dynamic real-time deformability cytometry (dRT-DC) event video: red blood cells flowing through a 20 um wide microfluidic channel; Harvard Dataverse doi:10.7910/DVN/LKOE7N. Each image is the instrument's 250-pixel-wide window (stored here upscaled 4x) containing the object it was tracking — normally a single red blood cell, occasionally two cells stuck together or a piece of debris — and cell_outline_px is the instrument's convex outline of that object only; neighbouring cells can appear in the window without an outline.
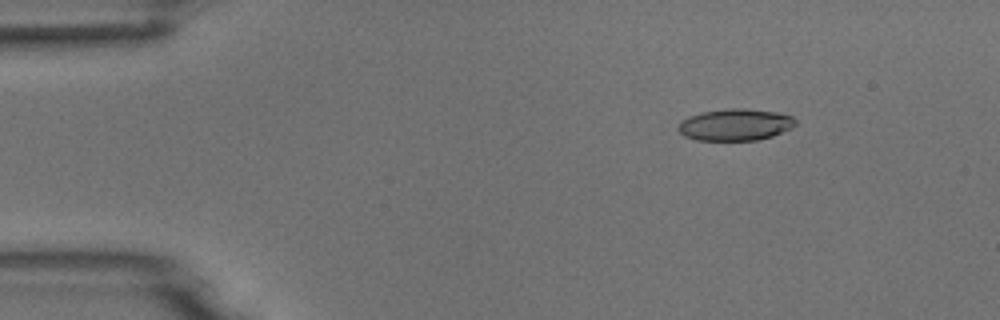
{"species": "common noctule bat (a hibernating species)", "species_latin": "Nyctalus noctula", "temperature_condition": "room temperature", "stored_images_in_passage": 5, "camera_frame_rate_fps": 3000, "um_per_image_px": 0.085, "animal": {"sex": "male", "body_mass_g": 18.8}, "frame": {"image": 1, "passage_image": 2, "time_ms": 1.333, "image_size_px": [1000, 320], "cell_outline_px": [[796, 124], [792, 128], [772, 136], [756, 140], [696, 140], [684, 136], [676, 128], [680, 120], [688, 116], [700, 112], [732, 108], [744, 108], [776, 112], [792, 116], [796, 120]], "centroid_in_image_um": [62.46, 10.59], "position_along_channel_um": 22.5, "area_um2": 21.85}}
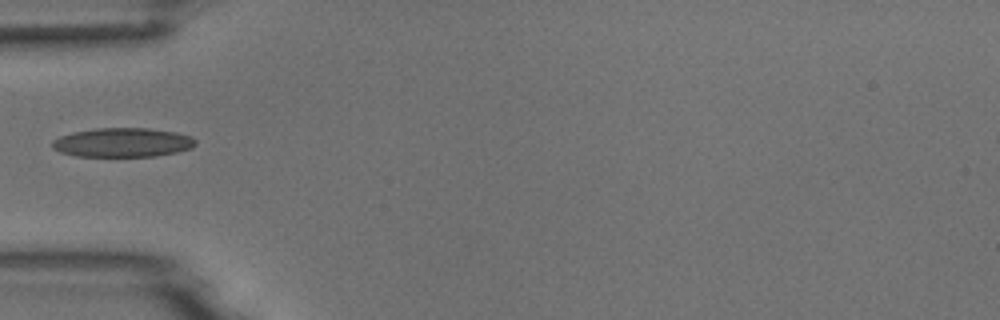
{"frame": {"image": 2, "passage_image": 5, "time_ms": 4.667, "image_size_px": [1000, 320], "cell_outline_px": [[196, 144], [192, 148], [176, 152], [156, 156], [76, 156], [60, 152], [52, 148], [52, 140], [60, 136], [72, 132], [96, 128], [148, 128], [176, 132], [192, 136], [196, 140]], "centroid_in_image_um": [10.43, 12.1], "position_along_channel_um": 74.6, "area_um2": 24.45}}